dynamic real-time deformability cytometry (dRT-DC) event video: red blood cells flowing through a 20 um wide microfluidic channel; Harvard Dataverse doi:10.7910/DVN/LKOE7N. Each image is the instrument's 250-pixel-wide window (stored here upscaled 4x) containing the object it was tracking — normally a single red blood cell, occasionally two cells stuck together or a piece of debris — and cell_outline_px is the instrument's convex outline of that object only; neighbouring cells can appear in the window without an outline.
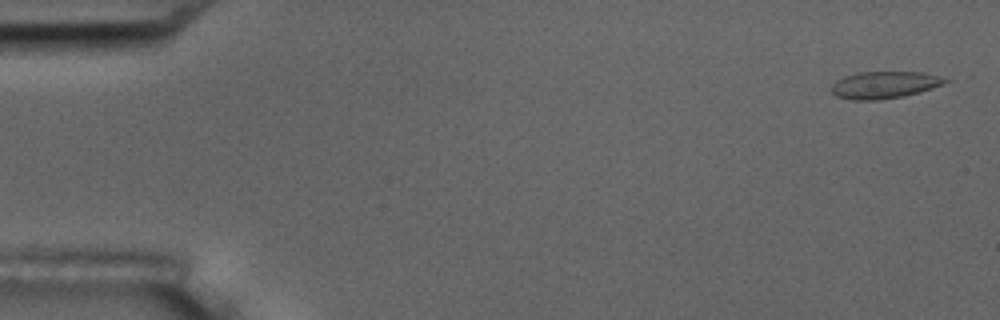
{"species": "common noctule bat (a hibernating species)", "species_latin": "Nyctalus noctula", "temperature_condition": "room temperature", "stored_images_in_passage": 6, "camera_frame_rate_fps": 3000, "um_per_image_px": 0.085, "animal": {"sex": "male", "body_mass_g": 17.5, "forearm_length_mm": 52.3}, "frame": {"image": 1, "passage_image": 1, "time_ms": 0.0, "image_size_px": [1000, 320], "cell_outline_px": [[948, 80], [944, 84], [932, 88], [904, 96], [880, 100], [852, 100], [836, 96], [832, 92], [832, 84], [836, 80], [844, 76], [860, 72], [924, 72], [940, 76]], "centroid_in_image_um": [75.16, 7.22], "position_along_channel_um": 9.8, "area_um2": 17.92}}
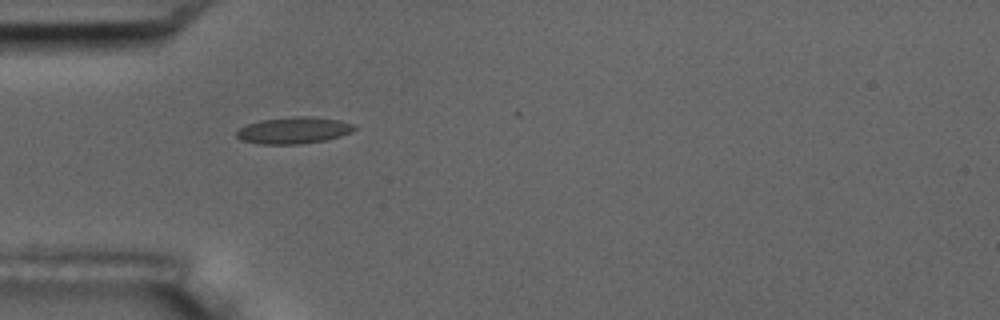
{"frame": {"image": 2, "passage_image": 5, "time_ms": 5.0, "image_size_px": [1000, 320], "cell_outline_px": [[356, 128], [352, 132], [340, 136], [324, 140], [300, 144], [260, 144], [244, 140], [236, 136], [236, 132], [240, 128], [248, 124], [260, 120], [292, 116], [308, 116], [340, 120], [352, 124]], "centroid_in_image_um": [24.97, 11.07], "position_along_channel_um": 60.0, "area_um2": 18.15}}